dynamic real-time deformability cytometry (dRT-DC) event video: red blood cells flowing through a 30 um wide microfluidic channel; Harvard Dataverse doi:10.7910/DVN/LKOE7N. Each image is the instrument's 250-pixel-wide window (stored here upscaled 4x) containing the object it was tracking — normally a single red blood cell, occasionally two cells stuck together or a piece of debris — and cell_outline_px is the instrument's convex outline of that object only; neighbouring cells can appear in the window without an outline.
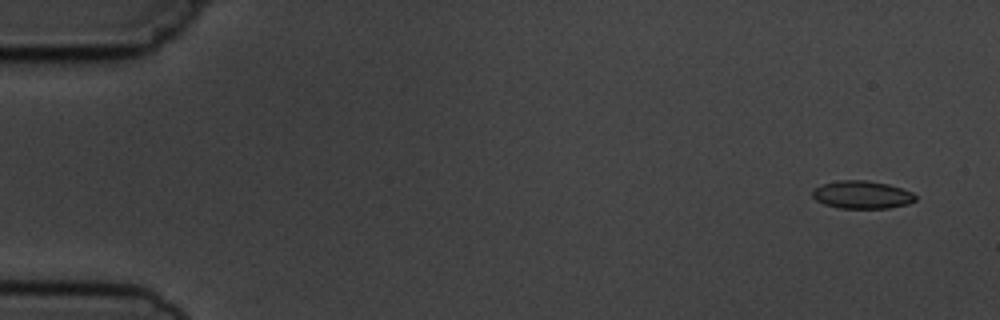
{"species": "common noctule bat (a hibernating species)", "species_latin": "Nyctalus noctula", "temperature_condition": "cold", "stored_images_in_passage": 6, "camera_frame_rate_fps": 3000, "um_per_image_px": 0.085, "animal": {"sex": "male", "body_mass_g": 19.5, "forearm_length_mm": 54.6}, "frame": {"image": 1, "passage_image": 1, "time_ms": 0.0, "image_size_px": [1000, 320], "cell_outline_px": [[916, 200], [908, 204], [888, 208], [836, 208], [824, 204], [816, 200], [812, 196], [812, 192], [816, 188], [824, 184], [840, 180], [864, 180], [888, 184], [912, 192], [916, 196]], "centroid_in_image_um": [73.28, 16.56], "position_along_channel_um": 11.7, "area_um2": 16.59}}
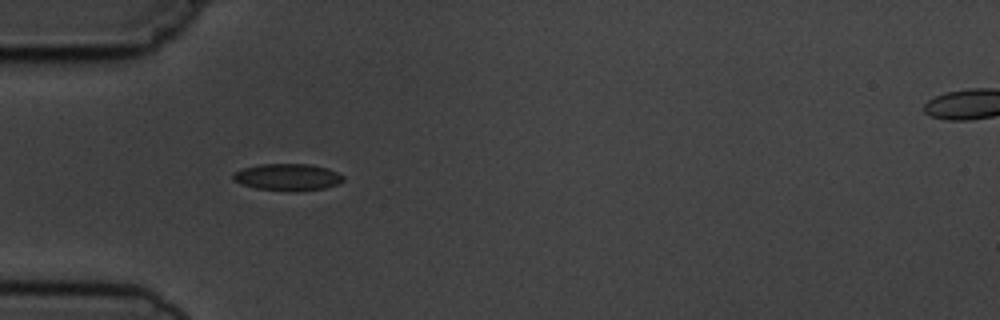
{"frame": {"image": 2, "passage_image": 5, "time_ms": 4.667, "image_size_px": [1000, 320], "cell_outline_px": [[344, 180], [336, 184], [324, 188], [296, 192], [292, 192], [256, 188], [240, 184], [232, 180], [232, 172], [244, 168], [260, 164], [312, 164], [328, 168], [344, 176]], "centroid_in_image_um": [24.42, 15.06], "position_along_channel_um": 60.6, "area_um2": 17.46}}
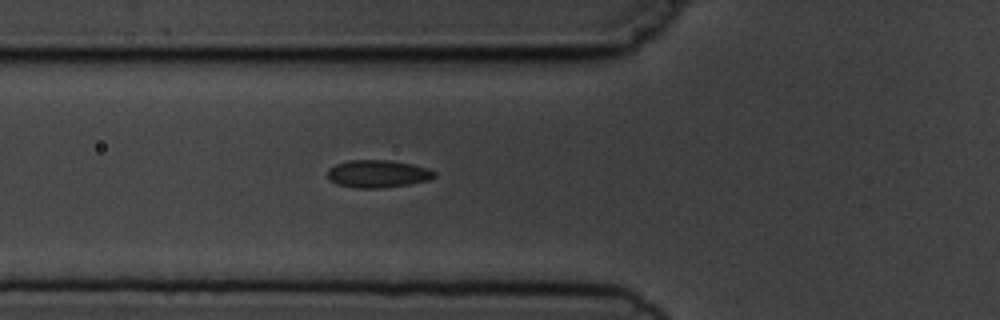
{"frame": {"image": 3, "passage_image": 6, "time_ms": 5.667, "image_size_px": [1000, 320], "cell_outline_px": [[436, 176], [428, 180], [408, 184], [384, 188], [356, 188], [336, 184], [328, 176], [328, 168], [336, 164], [348, 160], [388, 160], [412, 164], [428, 168], [436, 172]], "centroid_in_image_um": [32.12, 14.77], "position_along_channel_um": 93.7, "area_um2": 17.17}}